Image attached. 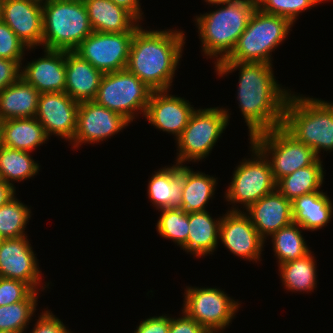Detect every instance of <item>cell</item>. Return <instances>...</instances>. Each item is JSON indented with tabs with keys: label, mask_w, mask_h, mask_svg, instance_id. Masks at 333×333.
Returning <instances> with one entry per match:
<instances>
[{
	"label": "cell",
	"mask_w": 333,
	"mask_h": 333,
	"mask_svg": "<svg viewBox=\"0 0 333 333\" xmlns=\"http://www.w3.org/2000/svg\"><path fill=\"white\" fill-rule=\"evenodd\" d=\"M1 20L29 49L42 45V3L34 0H4Z\"/></svg>",
	"instance_id": "obj_18"
},
{
	"label": "cell",
	"mask_w": 333,
	"mask_h": 333,
	"mask_svg": "<svg viewBox=\"0 0 333 333\" xmlns=\"http://www.w3.org/2000/svg\"><path fill=\"white\" fill-rule=\"evenodd\" d=\"M216 178L201 172H194L183 165V191L180 209L190 212H204L205 205L215 193Z\"/></svg>",
	"instance_id": "obj_28"
},
{
	"label": "cell",
	"mask_w": 333,
	"mask_h": 333,
	"mask_svg": "<svg viewBox=\"0 0 333 333\" xmlns=\"http://www.w3.org/2000/svg\"><path fill=\"white\" fill-rule=\"evenodd\" d=\"M157 222V232L164 238L172 239L183 249L189 234V213L180 208L162 209Z\"/></svg>",
	"instance_id": "obj_35"
},
{
	"label": "cell",
	"mask_w": 333,
	"mask_h": 333,
	"mask_svg": "<svg viewBox=\"0 0 333 333\" xmlns=\"http://www.w3.org/2000/svg\"><path fill=\"white\" fill-rule=\"evenodd\" d=\"M130 122L122 115L99 105L94 100L79 103L73 147L96 143L117 134Z\"/></svg>",
	"instance_id": "obj_13"
},
{
	"label": "cell",
	"mask_w": 333,
	"mask_h": 333,
	"mask_svg": "<svg viewBox=\"0 0 333 333\" xmlns=\"http://www.w3.org/2000/svg\"><path fill=\"white\" fill-rule=\"evenodd\" d=\"M292 26L288 18L266 14L256 8L233 51L222 61L272 64L271 52L286 39Z\"/></svg>",
	"instance_id": "obj_6"
},
{
	"label": "cell",
	"mask_w": 333,
	"mask_h": 333,
	"mask_svg": "<svg viewBox=\"0 0 333 333\" xmlns=\"http://www.w3.org/2000/svg\"><path fill=\"white\" fill-rule=\"evenodd\" d=\"M217 220L207 211L190 212L189 234L183 249L192 255L195 254V257L212 254L218 245L222 217Z\"/></svg>",
	"instance_id": "obj_27"
},
{
	"label": "cell",
	"mask_w": 333,
	"mask_h": 333,
	"mask_svg": "<svg viewBox=\"0 0 333 333\" xmlns=\"http://www.w3.org/2000/svg\"><path fill=\"white\" fill-rule=\"evenodd\" d=\"M220 5L222 8L195 18L203 52L210 58L217 57L214 64L233 51L257 8L256 0H237Z\"/></svg>",
	"instance_id": "obj_4"
},
{
	"label": "cell",
	"mask_w": 333,
	"mask_h": 333,
	"mask_svg": "<svg viewBox=\"0 0 333 333\" xmlns=\"http://www.w3.org/2000/svg\"><path fill=\"white\" fill-rule=\"evenodd\" d=\"M21 67L17 61L0 58V92L21 76Z\"/></svg>",
	"instance_id": "obj_40"
},
{
	"label": "cell",
	"mask_w": 333,
	"mask_h": 333,
	"mask_svg": "<svg viewBox=\"0 0 333 333\" xmlns=\"http://www.w3.org/2000/svg\"><path fill=\"white\" fill-rule=\"evenodd\" d=\"M135 32L93 31L75 52L103 74L126 69Z\"/></svg>",
	"instance_id": "obj_12"
},
{
	"label": "cell",
	"mask_w": 333,
	"mask_h": 333,
	"mask_svg": "<svg viewBox=\"0 0 333 333\" xmlns=\"http://www.w3.org/2000/svg\"><path fill=\"white\" fill-rule=\"evenodd\" d=\"M237 0H205V2H208V4H213V5H220L224 3H229V2H234Z\"/></svg>",
	"instance_id": "obj_45"
},
{
	"label": "cell",
	"mask_w": 333,
	"mask_h": 333,
	"mask_svg": "<svg viewBox=\"0 0 333 333\" xmlns=\"http://www.w3.org/2000/svg\"><path fill=\"white\" fill-rule=\"evenodd\" d=\"M195 110L187 100L169 95L168 90L153 91L144 117L151 125L177 139Z\"/></svg>",
	"instance_id": "obj_17"
},
{
	"label": "cell",
	"mask_w": 333,
	"mask_h": 333,
	"mask_svg": "<svg viewBox=\"0 0 333 333\" xmlns=\"http://www.w3.org/2000/svg\"><path fill=\"white\" fill-rule=\"evenodd\" d=\"M0 333H14V332H11V331H1L0 330Z\"/></svg>",
	"instance_id": "obj_49"
},
{
	"label": "cell",
	"mask_w": 333,
	"mask_h": 333,
	"mask_svg": "<svg viewBox=\"0 0 333 333\" xmlns=\"http://www.w3.org/2000/svg\"><path fill=\"white\" fill-rule=\"evenodd\" d=\"M323 169L321 159L318 158L312 165L299 168L292 174L279 179L276 182V189L290 201L302 195L320 191L324 178Z\"/></svg>",
	"instance_id": "obj_29"
},
{
	"label": "cell",
	"mask_w": 333,
	"mask_h": 333,
	"mask_svg": "<svg viewBox=\"0 0 333 333\" xmlns=\"http://www.w3.org/2000/svg\"><path fill=\"white\" fill-rule=\"evenodd\" d=\"M34 1H37V2H40V3H45V2H47L49 0H34Z\"/></svg>",
	"instance_id": "obj_48"
},
{
	"label": "cell",
	"mask_w": 333,
	"mask_h": 333,
	"mask_svg": "<svg viewBox=\"0 0 333 333\" xmlns=\"http://www.w3.org/2000/svg\"><path fill=\"white\" fill-rule=\"evenodd\" d=\"M28 151L1 146L0 179L13 185L10 181H24L36 175L39 164L33 160Z\"/></svg>",
	"instance_id": "obj_31"
},
{
	"label": "cell",
	"mask_w": 333,
	"mask_h": 333,
	"mask_svg": "<svg viewBox=\"0 0 333 333\" xmlns=\"http://www.w3.org/2000/svg\"><path fill=\"white\" fill-rule=\"evenodd\" d=\"M246 212L245 214H248L253 226L264 240L293 222L292 201L284 197L277 189L249 206Z\"/></svg>",
	"instance_id": "obj_19"
},
{
	"label": "cell",
	"mask_w": 333,
	"mask_h": 333,
	"mask_svg": "<svg viewBox=\"0 0 333 333\" xmlns=\"http://www.w3.org/2000/svg\"><path fill=\"white\" fill-rule=\"evenodd\" d=\"M32 291L25 282L0 277V307L23 301Z\"/></svg>",
	"instance_id": "obj_38"
},
{
	"label": "cell",
	"mask_w": 333,
	"mask_h": 333,
	"mask_svg": "<svg viewBox=\"0 0 333 333\" xmlns=\"http://www.w3.org/2000/svg\"><path fill=\"white\" fill-rule=\"evenodd\" d=\"M182 317L170 318L168 333H209L202 325H199L194 319L189 318L184 312Z\"/></svg>",
	"instance_id": "obj_41"
},
{
	"label": "cell",
	"mask_w": 333,
	"mask_h": 333,
	"mask_svg": "<svg viewBox=\"0 0 333 333\" xmlns=\"http://www.w3.org/2000/svg\"><path fill=\"white\" fill-rule=\"evenodd\" d=\"M250 144L253 156L256 157L240 162L225 193L227 201L232 204L240 203L246 209L264 195L276 190V181L267 157L251 142Z\"/></svg>",
	"instance_id": "obj_10"
},
{
	"label": "cell",
	"mask_w": 333,
	"mask_h": 333,
	"mask_svg": "<svg viewBox=\"0 0 333 333\" xmlns=\"http://www.w3.org/2000/svg\"><path fill=\"white\" fill-rule=\"evenodd\" d=\"M27 236L0 242V277L20 280L38 291L41 271Z\"/></svg>",
	"instance_id": "obj_16"
},
{
	"label": "cell",
	"mask_w": 333,
	"mask_h": 333,
	"mask_svg": "<svg viewBox=\"0 0 333 333\" xmlns=\"http://www.w3.org/2000/svg\"><path fill=\"white\" fill-rule=\"evenodd\" d=\"M40 94L20 76L0 92V122L35 117Z\"/></svg>",
	"instance_id": "obj_23"
},
{
	"label": "cell",
	"mask_w": 333,
	"mask_h": 333,
	"mask_svg": "<svg viewBox=\"0 0 333 333\" xmlns=\"http://www.w3.org/2000/svg\"><path fill=\"white\" fill-rule=\"evenodd\" d=\"M170 316H154L140 322L134 333H168Z\"/></svg>",
	"instance_id": "obj_42"
},
{
	"label": "cell",
	"mask_w": 333,
	"mask_h": 333,
	"mask_svg": "<svg viewBox=\"0 0 333 333\" xmlns=\"http://www.w3.org/2000/svg\"><path fill=\"white\" fill-rule=\"evenodd\" d=\"M65 92L75 101L95 99L103 73L75 51H65Z\"/></svg>",
	"instance_id": "obj_21"
},
{
	"label": "cell",
	"mask_w": 333,
	"mask_h": 333,
	"mask_svg": "<svg viewBox=\"0 0 333 333\" xmlns=\"http://www.w3.org/2000/svg\"><path fill=\"white\" fill-rule=\"evenodd\" d=\"M185 34L176 30L135 31L126 69L153 91L170 89L182 57Z\"/></svg>",
	"instance_id": "obj_2"
},
{
	"label": "cell",
	"mask_w": 333,
	"mask_h": 333,
	"mask_svg": "<svg viewBox=\"0 0 333 333\" xmlns=\"http://www.w3.org/2000/svg\"><path fill=\"white\" fill-rule=\"evenodd\" d=\"M2 146V137H1V122H0V148Z\"/></svg>",
	"instance_id": "obj_47"
},
{
	"label": "cell",
	"mask_w": 333,
	"mask_h": 333,
	"mask_svg": "<svg viewBox=\"0 0 333 333\" xmlns=\"http://www.w3.org/2000/svg\"><path fill=\"white\" fill-rule=\"evenodd\" d=\"M315 257L310 251L302 258L282 263L279 266L280 278L285 288L294 291H313L316 282Z\"/></svg>",
	"instance_id": "obj_30"
},
{
	"label": "cell",
	"mask_w": 333,
	"mask_h": 333,
	"mask_svg": "<svg viewBox=\"0 0 333 333\" xmlns=\"http://www.w3.org/2000/svg\"><path fill=\"white\" fill-rule=\"evenodd\" d=\"M44 53L21 67V77L40 93L65 92V51L45 49Z\"/></svg>",
	"instance_id": "obj_20"
},
{
	"label": "cell",
	"mask_w": 333,
	"mask_h": 333,
	"mask_svg": "<svg viewBox=\"0 0 333 333\" xmlns=\"http://www.w3.org/2000/svg\"><path fill=\"white\" fill-rule=\"evenodd\" d=\"M231 208L222 217L219 240L234 255L249 261H259L265 240L245 212L238 208Z\"/></svg>",
	"instance_id": "obj_15"
},
{
	"label": "cell",
	"mask_w": 333,
	"mask_h": 333,
	"mask_svg": "<svg viewBox=\"0 0 333 333\" xmlns=\"http://www.w3.org/2000/svg\"><path fill=\"white\" fill-rule=\"evenodd\" d=\"M36 320L31 333H70L63 322L48 310L42 312L39 319Z\"/></svg>",
	"instance_id": "obj_39"
},
{
	"label": "cell",
	"mask_w": 333,
	"mask_h": 333,
	"mask_svg": "<svg viewBox=\"0 0 333 333\" xmlns=\"http://www.w3.org/2000/svg\"><path fill=\"white\" fill-rule=\"evenodd\" d=\"M15 188L0 179V207L15 196Z\"/></svg>",
	"instance_id": "obj_44"
},
{
	"label": "cell",
	"mask_w": 333,
	"mask_h": 333,
	"mask_svg": "<svg viewBox=\"0 0 333 333\" xmlns=\"http://www.w3.org/2000/svg\"><path fill=\"white\" fill-rule=\"evenodd\" d=\"M282 127L297 141L313 149L333 150V104L291 94L285 103Z\"/></svg>",
	"instance_id": "obj_3"
},
{
	"label": "cell",
	"mask_w": 333,
	"mask_h": 333,
	"mask_svg": "<svg viewBox=\"0 0 333 333\" xmlns=\"http://www.w3.org/2000/svg\"><path fill=\"white\" fill-rule=\"evenodd\" d=\"M148 195L156 209L180 208L183 191V165L164 167L152 174Z\"/></svg>",
	"instance_id": "obj_24"
},
{
	"label": "cell",
	"mask_w": 333,
	"mask_h": 333,
	"mask_svg": "<svg viewBox=\"0 0 333 333\" xmlns=\"http://www.w3.org/2000/svg\"><path fill=\"white\" fill-rule=\"evenodd\" d=\"M272 66L262 62L236 61L215 64L216 73L221 77L240 68L237 99L250 139L283 124L285 103L290 92L277 83Z\"/></svg>",
	"instance_id": "obj_1"
},
{
	"label": "cell",
	"mask_w": 333,
	"mask_h": 333,
	"mask_svg": "<svg viewBox=\"0 0 333 333\" xmlns=\"http://www.w3.org/2000/svg\"><path fill=\"white\" fill-rule=\"evenodd\" d=\"M1 137L3 146L28 152L49 139L43 126L35 117L2 121Z\"/></svg>",
	"instance_id": "obj_25"
},
{
	"label": "cell",
	"mask_w": 333,
	"mask_h": 333,
	"mask_svg": "<svg viewBox=\"0 0 333 333\" xmlns=\"http://www.w3.org/2000/svg\"><path fill=\"white\" fill-rule=\"evenodd\" d=\"M44 49L75 51L93 30L83 0L42 3Z\"/></svg>",
	"instance_id": "obj_5"
},
{
	"label": "cell",
	"mask_w": 333,
	"mask_h": 333,
	"mask_svg": "<svg viewBox=\"0 0 333 333\" xmlns=\"http://www.w3.org/2000/svg\"><path fill=\"white\" fill-rule=\"evenodd\" d=\"M227 109H197L191 115L182 134L176 139L178 157L176 163L197 162L207 157L229 121Z\"/></svg>",
	"instance_id": "obj_7"
},
{
	"label": "cell",
	"mask_w": 333,
	"mask_h": 333,
	"mask_svg": "<svg viewBox=\"0 0 333 333\" xmlns=\"http://www.w3.org/2000/svg\"><path fill=\"white\" fill-rule=\"evenodd\" d=\"M37 291H32L23 301L0 307V330L25 333L37 305Z\"/></svg>",
	"instance_id": "obj_33"
},
{
	"label": "cell",
	"mask_w": 333,
	"mask_h": 333,
	"mask_svg": "<svg viewBox=\"0 0 333 333\" xmlns=\"http://www.w3.org/2000/svg\"><path fill=\"white\" fill-rule=\"evenodd\" d=\"M79 102L66 92L41 93L35 118L46 135L55 134L72 142L76 131Z\"/></svg>",
	"instance_id": "obj_14"
},
{
	"label": "cell",
	"mask_w": 333,
	"mask_h": 333,
	"mask_svg": "<svg viewBox=\"0 0 333 333\" xmlns=\"http://www.w3.org/2000/svg\"><path fill=\"white\" fill-rule=\"evenodd\" d=\"M3 2H4V0H0V20H1V17H2Z\"/></svg>",
	"instance_id": "obj_46"
},
{
	"label": "cell",
	"mask_w": 333,
	"mask_h": 333,
	"mask_svg": "<svg viewBox=\"0 0 333 333\" xmlns=\"http://www.w3.org/2000/svg\"><path fill=\"white\" fill-rule=\"evenodd\" d=\"M250 142L267 157L276 182L318 159L312 148L297 141L282 126L254 135Z\"/></svg>",
	"instance_id": "obj_9"
},
{
	"label": "cell",
	"mask_w": 333,
	"mask_h": 333,
	"mask_svg": "<svg viewBox=\"0 0 333 333\" xmlns=\"http://www.w3.org/2000/svg\"><path fill=\"white\" fill-rule=\"evenodd\" d=\"M152 92L136 75L123 69L103 74L94 101L131 123L138 110L145 115Z\"/></svg>",
	"instance_id": "obj_8"
},
{
	"label": "cell",
	"mask_w": 333,
	"mask_h": 333,
	"mask_svg": "<svg viewBox=\"0 0 333 333\" xmlns=\"http://www.w3.org/2000/svg\"><path fill=\"white\" fill-rule=\"evenodd\" d=\"M116 5L123 7L130 12L138 21L142 19V10L139 0H111Z\"/></svg>",
	"instance_id": "obj_43"
},
{
	"label": "cell",
	"mask_w": 333,
	"mask_h": 333,
	"mask_svg": "<svg viewBox=\"0 0 333 333\" xmlns=\"http://www.w3.org/2000/svg\"><path fill=\"white\" fill-rule=\"evenodd\" d=\"M26 49L30 50L9 26L0 20V58L17 61L22 66L21 61Z\"/></svg>",
	"instance_id": "obj_37"
},
{
	"label": "cell",
	"mask_w": 333,
	"mask_h": 333,
	"mask_svg": "<svg viewBox=\"0 0 333 333\" xmlns=\"http://www.w3.org/2000/svg\"><path fill=\"white\" fill-rule=\"evenodd\" d=\"M31 210L16 196L0 207V237L12 239L26 236L24 233Z\"/></svg>",
	"instance_id": "obj_34"
},
{
	"label": "cell",
	"mask_w": 333,
	"mask_h": 333,
	"mask_svg": "<svg viewBox=\"0 0 333 333\" xmlns=\"http://www.w3.org/2000/svg\"><path fill=\"white\" fill-rule=\"evenodd\" d=\"M184 297L182 311L209 333L229 326L240 305L219 288L188 287Z\"/></svg>",
	"instance_id": "obj_11"
},
{
	"label": "cell",
	"mask_w": 333,
	"mask_h": 333,
	"mask_svg": "<svg viewBox=\"0 0 333 333\" xmlns=\"http://www.w3.org/2000/svg\"><path fill=\"white\" fill-rule=\"evenodd\" d=\"M325 0H256L258 10L266 14L288 18L292 23L302 11Z\"/></svg>",
	"instance_id": "obj_36"
},
{
	"label": "cell",
	"mask_w": 333,
	"mask_h": 333,
	"mask_svg": "<svg viewBox=\"0 0 333 333\" xmlns=\"http://www.w3.org/2000/svg\"><path fill=\"white\" fill-rule=\"evenodd\" d=\"M332 207L330 198L323 191L302 195L292 201L293 222L303 230L321 229L331 220Z\"/></svg>",
	"instance_id": "obj_26"
},
{
	"label": "cell",
	"mask_w": 333,
	"mask_h": 333,
	"mask_svg": "<svg viewBox=\"0 0 333 333\" xmlns=\"http://www.w3.org/2000/svg\"><path fill=\"white\" fill-rule=\"evenodd\" d=\"M93 31L122 33L135 32L138 20L126 9L111 0H83Z\"/></svg>",
	"instance_id": "obj_22"
},
{
	"label": "cell",
	"mask_w": 333,
	"mask_h": 333,
	"mask_svg": "<svg viewBox=\"0 0 333 333\" xmlns=\"http://www.w3.org/2000/svg\"><path fill=\"white\" fill-rule=\"evenodd\" d=\"M300 228L303 230L299 224L292 222L270 236L279 265L302 258L311 251L301 235Z\"/></svg>",
	"instance_id": "obj_32"
}]
</instances>
